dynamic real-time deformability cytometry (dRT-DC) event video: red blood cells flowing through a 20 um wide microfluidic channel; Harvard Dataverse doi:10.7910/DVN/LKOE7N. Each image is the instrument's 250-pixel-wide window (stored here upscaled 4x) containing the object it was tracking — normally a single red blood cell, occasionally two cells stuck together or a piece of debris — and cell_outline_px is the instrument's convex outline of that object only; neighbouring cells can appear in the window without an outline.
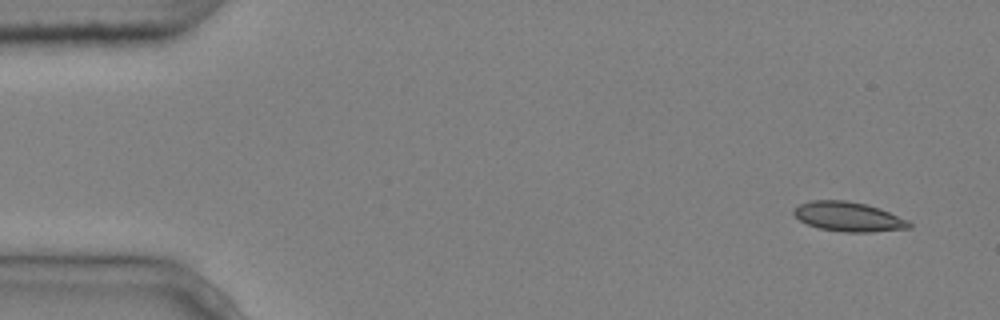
{"species": "common noctule bat (a hibernating species)", "species_latin": "Nyctalus noctula", "temperature_condition": "cold", "stored_images_in_passage": 6, "camera_frame_rate_fps": 3000, "um_per_image_px": 0.085, "animal": {"sex": "male", "body_mass_g": 20.4}, "frame": {"image": 1, "passage_image": 1, "time_ms": 0.0, "image_size_px": [1000, 320], "cell_outline_px": [[912, 228], [872, 232], [844, 232], [820, 228], [808, 224], [800, 220], [792, 212], [792, 208], [800, 204], [812, 200], [844, 200], [864, 204], [880, 208], [908, 220], [912, 224]], "centroid_in_image_um": [72.13, 18.42], "position_along_channel_um": 12.9, "area_um2": 19.83}}
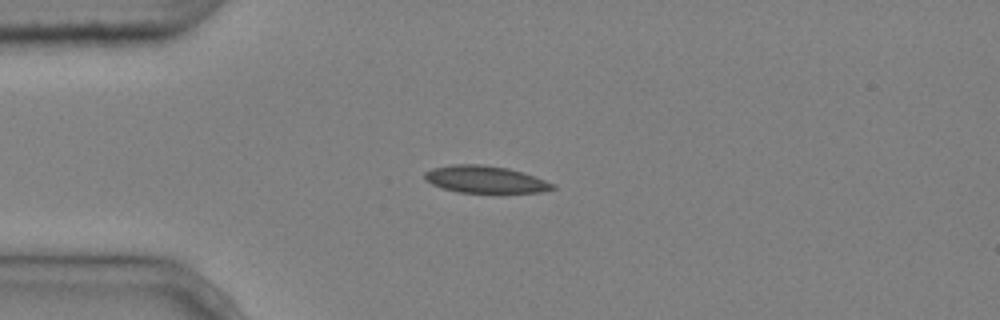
{"frame": {"image": 2, "passage_image": 4, "time_ms": 1.0, "image_size_px": [1000, 320], "cell_outline_px": [[556, 188], [540, 192], [460, 192], [444, 188], [432, 184], [424, 180], [424, 172], [432, 168], [452, 164], [484, 164], [508, 168], [524, 172], [556, 184]], "centroid_in_image_um": [41.25, 15.23], "position_along_channel_um": 43.8, "area_um2": 20.23}}
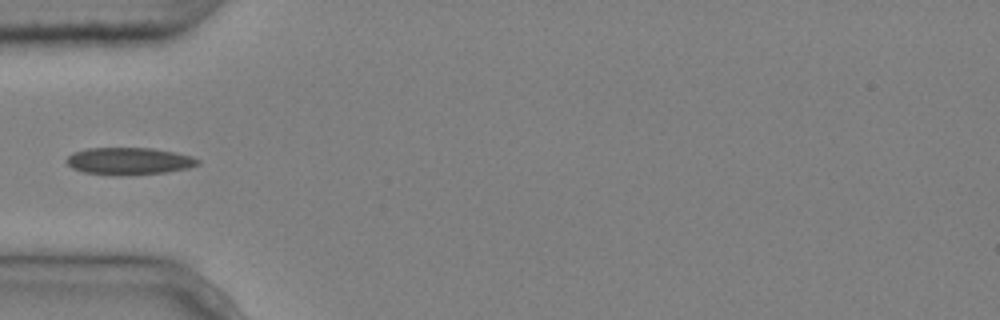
{"frame": {"image": 3, "passage_image": 5, "time_ms": 1.333, "image_size_px": [1000, 320], "cell_outline_px": [[200, 164], [188, 168], [164, 172], [120, 176], [84, 172], [72, 168], [64, 160], [72, 152], [88, 148], [152, 148], [192, 156], [200, 160]], "centroid_in_image_um": [10.94, 13.69], "position_along_channel_um": 74.1, "area_um2": 20.81}}